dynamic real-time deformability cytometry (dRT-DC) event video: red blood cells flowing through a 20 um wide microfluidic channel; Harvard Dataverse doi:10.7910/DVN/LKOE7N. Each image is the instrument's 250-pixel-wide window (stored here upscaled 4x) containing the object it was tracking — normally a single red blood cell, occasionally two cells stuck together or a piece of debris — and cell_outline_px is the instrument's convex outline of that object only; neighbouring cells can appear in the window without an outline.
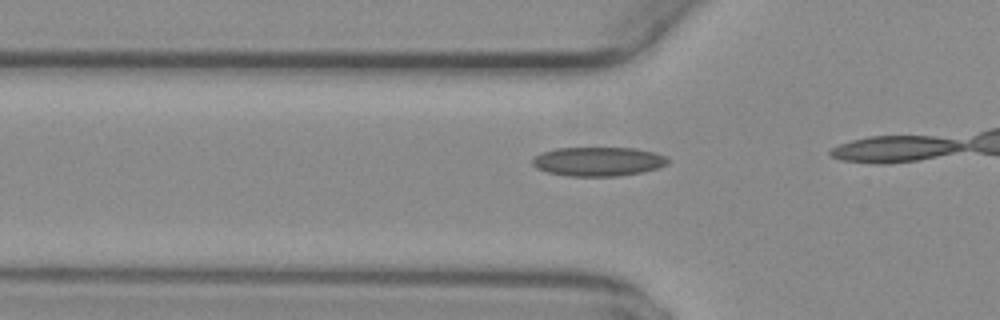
{"species": "common noctule bat (a hibernating species)", "species_latin": "Nyctalus noctula", "temperature_condition": "warm", "stored_images_in_passage": 8, "camera_frame_rate_fps": 3000, "um_per_image_px": 0.085, "animal": {"sex": "female", "body_mass_g": 29.2, "forearm_length_mm": 56.3}, "frame": {"image": 1, "passage_image": 6, "time_ms": 1.667, "image_size_px": [1000, 320], "cell_outline_px": [[668, 164], [660, 168], [620, 176], [568, 176], [548, 172], [536, 168], [532, 164], [532, 160], [540, 152], [556, 148], [636, 148], [656, 152], [664, 156], [668, 160]], "centroid_in_image_um": [50.85, 13.72], "position_along_channel_um": 74.9, "area_um2": 23.06}}